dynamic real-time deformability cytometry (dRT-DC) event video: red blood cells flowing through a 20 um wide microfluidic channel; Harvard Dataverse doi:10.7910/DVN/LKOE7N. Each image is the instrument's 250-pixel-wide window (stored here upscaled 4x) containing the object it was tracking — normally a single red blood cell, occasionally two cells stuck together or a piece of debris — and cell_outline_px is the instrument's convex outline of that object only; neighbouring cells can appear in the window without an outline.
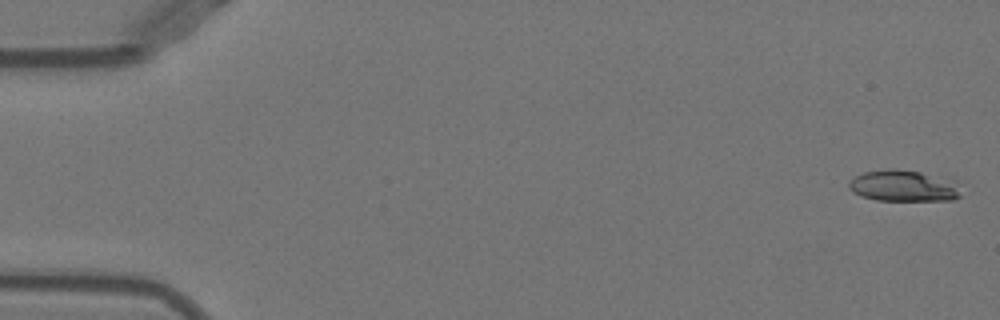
{"species": "Egyptian fruit bat (a non-hibernating species)", "species_latin": "Rousettus aegyptiacus", "temperature_condition": "warm", "stored_images_in_passage": 15, "camera_frame_rate_fps": 3000, "um_per_image_px": 0.085, "animal": {"sex": "female"}, "frame": {"image": 1, "passage_image": 1, "time_ms": 0.0, "image_size_px": [1000, 320], "cell_outline_px": [[960, 196], [952, 200], [876, 200], [860, 196], [852, 192], [848, 188], [848, 184], [856, 176], [864, 172], [888, 168], [896, 168], [952, 176], [956, 180]], "centroid_in_image_um": [76.86, 15.77], "position_along_channel_um": 8.1, "area_um2": 21.04}}
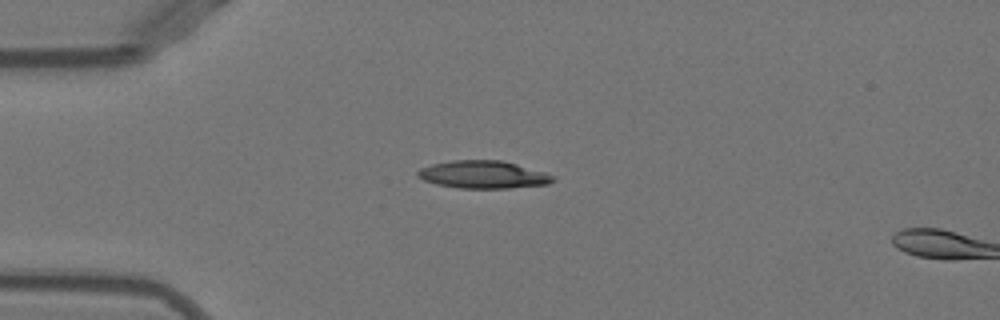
{"frame": {"image": 2, "passage_image": 13, "time_ms": 4.0, "image_size_px": [1000, 320], "cell_outline_px": [[556, 180], [548, 184], [508, 188], [460, 188], [436, 184], [424, 180], [416, 176], [416, 172], [420, 168], [432, 164], [452, 160], [500, 160], [516, 164], [544, 172], [556, 176]], "centroid_in_image_um": [41.07, 14.84], "position_along_channel_um": 43.9, "area_um2": 21.79}}